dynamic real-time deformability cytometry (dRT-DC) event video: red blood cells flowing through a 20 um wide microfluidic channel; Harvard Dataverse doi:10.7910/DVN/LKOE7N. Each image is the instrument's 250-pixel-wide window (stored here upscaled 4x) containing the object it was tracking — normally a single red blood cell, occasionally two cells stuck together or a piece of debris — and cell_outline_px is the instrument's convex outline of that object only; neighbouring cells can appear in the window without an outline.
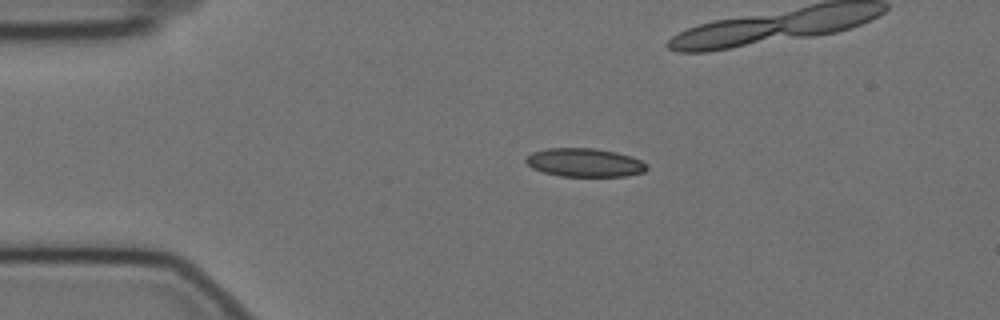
{"species": "Egyptian fruit bat (a non-hibernating species)", "species_latin": "Rousettus aegyptiacus", "temperature_condition": "cold", "stored_images_in_passage": 41, "camera_frame_rate_fps": 3000, "um_per_image_px": 0.085, "animal": {"sex": "female"}, "frame": {"image": 1, "passage_image": 1, "time_ms": 0.0, "image_size_px": [1000, 320], "cell_outline_px": [[648, 168], [644, 172], [624, 176], [560, 176], [544, 172], [532, 168], [524, 160], [532, 152], [548, 148], [596, 148], [616, 152], [632, 156], [648, 164]], "centroid_in_image_um": [49.72, 13.81], "position_along_channel_um": 35.3, "area_um2": 20.11}}
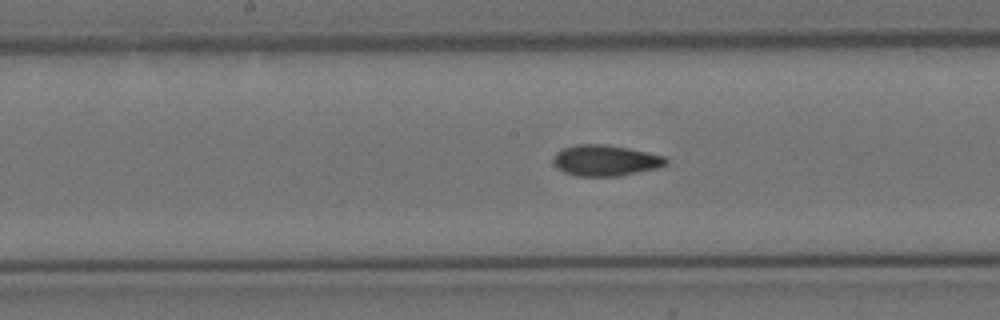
{"frame": {"image": 2, "passage_image": 18, "time_ms": 5.667, "image_size_px": [1000, 320], "cell_outline_px": [[668, 164], [656, 168], [616, 176], [576, 176], [564, 172], [552, 160], [556, 152], [560, 148], [576, 144], [604, 144], [628, 148], [668, 156]], "centroid_in_image_um": [51.47, 13.62], "position_along_channel_um": 196.7, "area_um2": 20.35}}
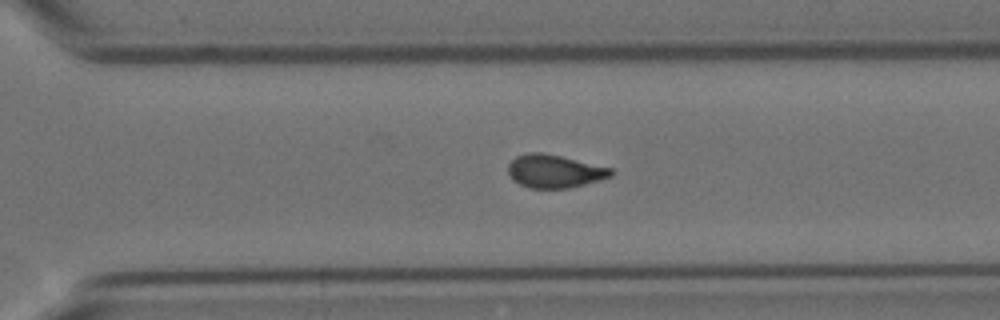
{"frame": {"image": 3, "passage_image": 29, "time_ms": 9.333, "image_size_px": [1000, 320], "cell_outline_px": [[616, 172], [612, 176], [584, 184], [568, 188], [528, 188], [512, 180], [508, 176], [508, 164], [516, 156], [528, 152], [544, 152], [612, 168]], "centroid_in_image_um": [47.11, 14.55], "position_along_channel_um": 323.5, "area_um2": 20.0}, "authors_computed_cell_mechanics": {"area_um2": 19.9988, "velocity_mm_per_s": 3.4756, "shape_relaxation_time_tau1_ms": null, "shape_relaxation_time_tau2_ms": 3.0922, "deformation_change_tau1": null, "deformation_change_tau2": 0.079}}